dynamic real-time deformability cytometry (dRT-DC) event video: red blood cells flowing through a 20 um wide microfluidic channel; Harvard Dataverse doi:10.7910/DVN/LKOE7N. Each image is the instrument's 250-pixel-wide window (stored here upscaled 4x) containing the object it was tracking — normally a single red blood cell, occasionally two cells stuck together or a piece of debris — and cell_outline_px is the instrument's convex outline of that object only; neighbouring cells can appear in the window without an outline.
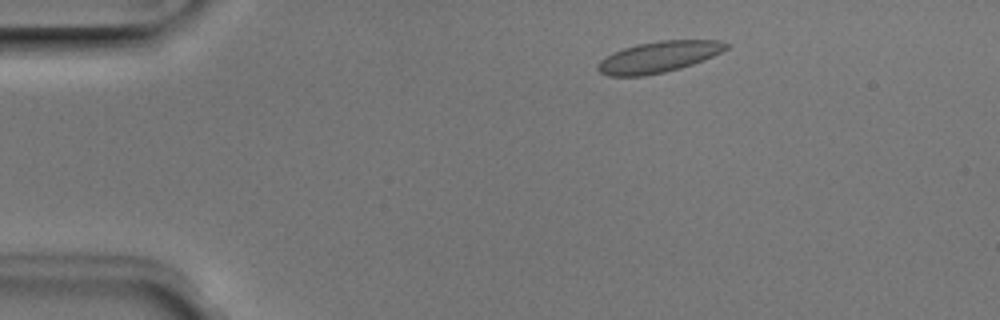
{"species": "Egyptian fruit bat (a non-hibernating species)", "species_latin": "Rousettus aegyptiacus", "temperature_condition": "room temperature", "stored_images_in_passage": 7, "camera_frame_rate_fps": 3000, "um_per_image_px": 0.085, "animal": {"sex": "male"}, "frame": {"image": 1, "passage_image": 2, "time_ms": 0.333, "image_size_px": [1000, 320], "cell_outline_px": [[732, 44], [728, 48], [704, 60], [680, 68], [664, 72], [644, 76], [608, 76], [600, 72], [596, 68], [596, 64], [600, 60], [612, 52], [636, 44], [660, 40], [720, 40]], "centroid_in_image_um": [55.97, 4.83], "position_along_channel_um": 29.0, "area_um2": 23.41}}
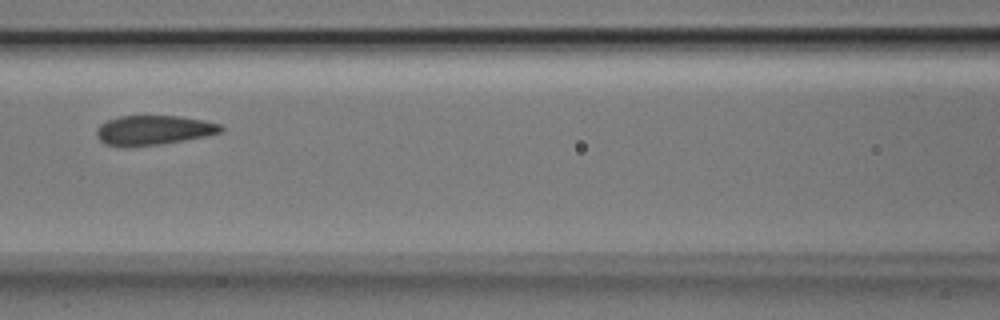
{"frame": {"image": 2, "passage_image": 6, "time_ms": 1.667, "image_size_px": [1000, 320], "cell_outline_px": [[224, 128], [220, 132], [204, 136], [184, 140], [160, 144], [124, 148], [120, 148], [104, 144], [96, 136], [96, 132], [100, 124], [108, 120], [120, 116], [180, 116], [204, 120], [220, 124]], "centroid_in_image_um": [13.0, 11.08], "position_along_channel_um": 153.6, "area_um2": 21.56}}
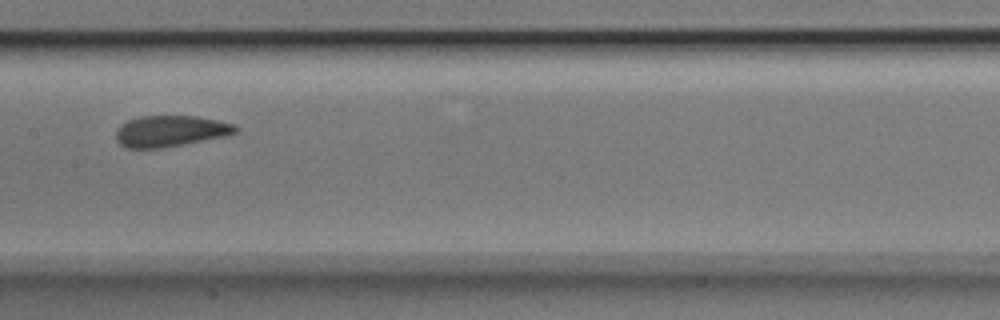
{"frame": {"image": 3, "passage_image": 7, "time_ms": 2.0, "image_size_px": [1000, 320], "cell_outline_px": [[240, 128], [236, 132], [224, 136], [184, 144], [160, 148], [124, 148], [116, 140], [116, 132], [120, 124], [128, 120], [140, 116], [196, 116], [236, 124]], "centroid_in_image_um": [14.47, 11.14], "position_along_channel_um": 192.9, "area_um2": 21.73}}